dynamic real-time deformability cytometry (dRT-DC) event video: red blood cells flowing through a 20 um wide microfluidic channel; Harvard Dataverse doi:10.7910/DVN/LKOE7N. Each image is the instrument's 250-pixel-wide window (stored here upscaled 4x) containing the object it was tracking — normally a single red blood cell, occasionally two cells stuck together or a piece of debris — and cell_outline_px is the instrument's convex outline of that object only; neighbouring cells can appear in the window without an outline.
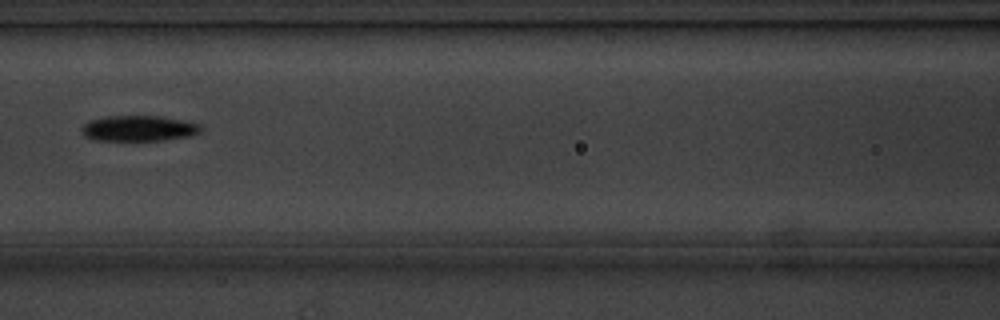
{"species": "common noctule bat (a hibernating species)", "species_latin": "Nyctalus noctula", "temperature_condition": "cold", "stored_images_in_passage": 7, "camera_frame_rate_fps": 3000, "um_per_image_px": 0.085, "animal": {"sex": "male", "body_mass_g": 20.1, "forearm_length_mm": 53.5}, "frame": {"image": 1, "passage_image": 6, "time_ms": 5.667, "image_size_px": [1000, 320], "cell_outline_px": [[204, 128], [200, 132], [192, 136], [164, 140], [92, 140], [84, 136], [80, 132], [80, 128], [88, 120], [108, 116], [160, 116], [184, 120], [200, 124]], "centroid_in_image_um": [11.79, 10.91], "position_along_channel_um": 154.8, "area_um2": 18.09}}